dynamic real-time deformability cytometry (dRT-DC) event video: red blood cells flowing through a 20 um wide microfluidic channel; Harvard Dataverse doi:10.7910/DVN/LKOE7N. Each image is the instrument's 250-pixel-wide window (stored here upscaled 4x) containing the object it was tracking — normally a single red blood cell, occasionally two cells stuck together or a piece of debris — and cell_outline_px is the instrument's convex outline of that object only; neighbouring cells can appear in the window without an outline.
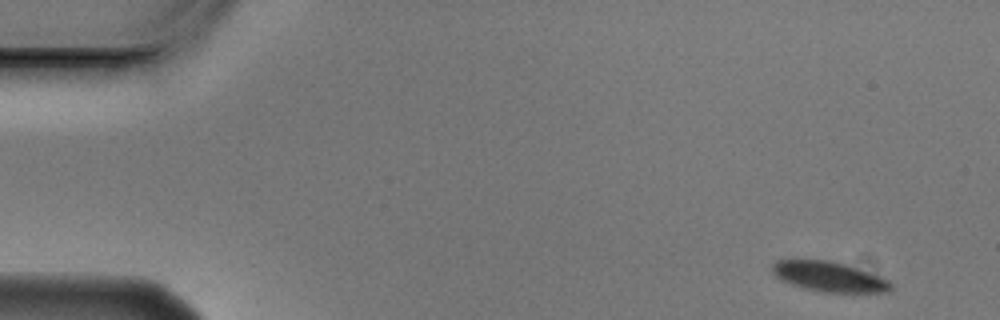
{"species": "Egyptian fruit bat (a non-hibernating species)", "species_latin": "Rousettus aegyptiacus", "temperature_condition": "cold", "stored_images_in_passage": 7, "camera_frame_rate_fps": 3000, "um_per_image_px": 0.085, "animal": {"sex": "male"}, "frame": {"image": 1, "passage_image": 1, "time_ms": 0.0, "image_size_px": [1000, 320], "cell_outline_px": [[892, 288], [888, 292], [824, 292], [804, 288], [780, 280], [772, 272], [772, 264], [776, 260], [828, 260], [844, 264], [880, 276], [888, 280], [892, 284]], "centroid_in_image_um": [70.46, 23.51], "position_along_channel_um": 14.5, "area_um2": 20.52}}
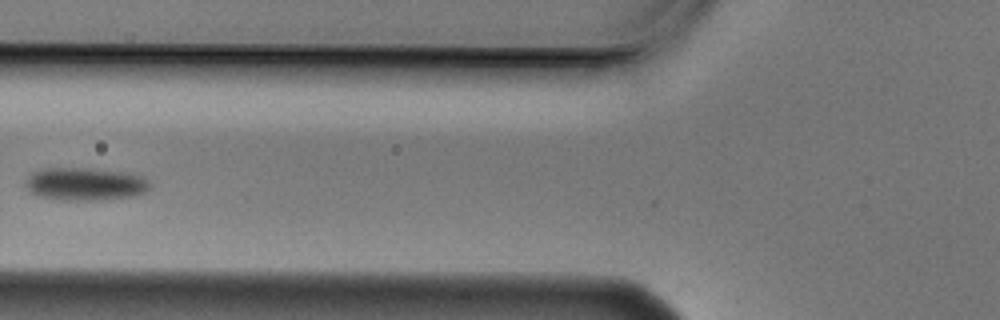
{"frame": {"image": 2, "passage_image": 6, "time_ms": 1.667, "image_size_px": [1000, 320], "cell_outline_px": [[152, 184], [144, 192], [132, 196], [96, 200], [60, 200], [36, 196], [24, 184], [24, 180], [32, 172], [40, 168], [88, 168], [120, 172], [144, 176]], "centroid_in_image_um": [7.18, 15.64], "position_along_channel_um": 118.6, "area_um2": 23.87}}
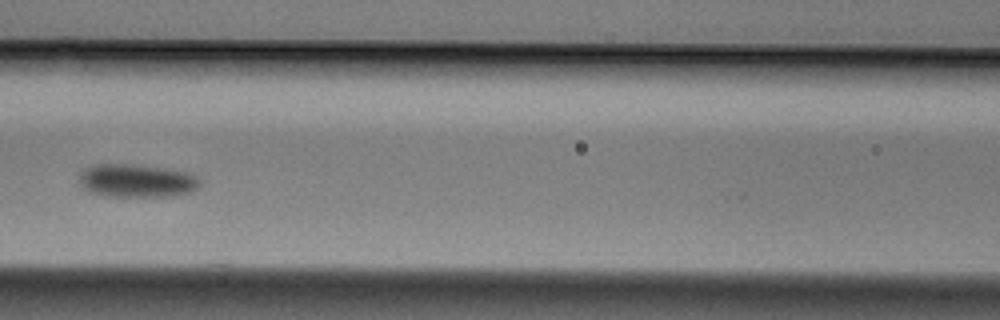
{"frame": {"image": 3, "passage_image": 7, "time_ms": 2.0, "image_size_px": [1000, 320], "cell_outline_px": [[200, 184], [196, 188], [188, 192], [172, 196], [108, 196], [88, 192], [80, 184], [80, 172], [84, 168], [96, 164], [128, 164], [188, 172], [196, 176], [200, 180]], "centroid_in_image_um": [11.57, 15.36], "position_along_channel_um": 155.0, "area_um2": 23.06}}